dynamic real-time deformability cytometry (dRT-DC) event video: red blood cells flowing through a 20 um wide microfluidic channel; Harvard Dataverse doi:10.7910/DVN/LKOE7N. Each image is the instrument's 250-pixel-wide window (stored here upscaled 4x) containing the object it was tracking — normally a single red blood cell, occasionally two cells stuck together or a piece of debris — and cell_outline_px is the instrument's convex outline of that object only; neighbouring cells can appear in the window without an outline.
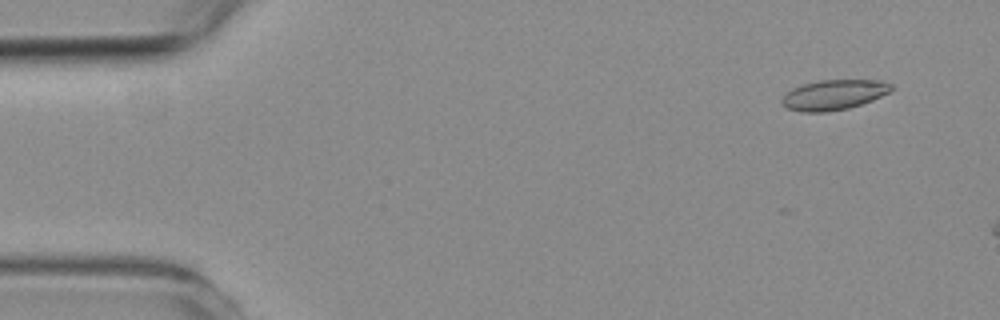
{"species": "common noctule bat (a hibernating species)", "species_latin": "Nyctalus noctula", "temperature_condition": "room temperature", "stored_images_in_passage": 10, "camera_frame_rate_fps": 3000, "um_per_image_px": 0.085, "animal": {"sex": "female", "body_mass_g": 19.3, "forearm_length_mm": 54.1}, "frame": {"image": 1, "passage_image": 4, "time_ms": 1.0, "image_size_px": [1000, 320], "cell_outline_px": [[892, 88], [888, 92], [872, 100], [848, 108], [828, 112], [800, 112], [788, 108], [780, 104], [780, 100], [792, 88], [804, 84], [820, 80], [880, 80], [892, 84]], "centroid_in_image_um": [70.84, 8.06], "position_along_channel_um": 14.2, "area_um2": 19.07}}